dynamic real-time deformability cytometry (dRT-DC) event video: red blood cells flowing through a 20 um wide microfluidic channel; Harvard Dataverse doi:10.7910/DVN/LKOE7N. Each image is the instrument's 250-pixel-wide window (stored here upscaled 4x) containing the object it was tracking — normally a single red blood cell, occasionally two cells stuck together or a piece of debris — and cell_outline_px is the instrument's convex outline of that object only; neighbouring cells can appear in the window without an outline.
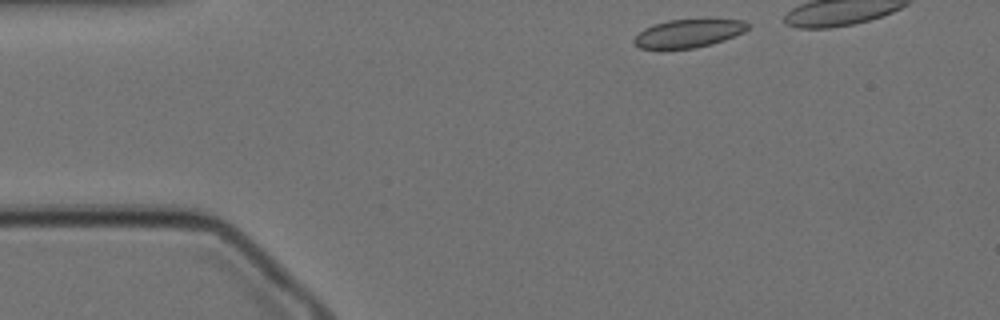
{"species": "Egyptian fruit bat (a non-hibernating species)", "species_latin": "Rousettus aegyptiacus", "temperature_condition": "cold", "stored_images_in_passage": 38, "camera_frame_rate_fps": 3000, "um_per_image_px": 0.085, "animal": {"sex": "female"}, "frame": {"image": 1, "passage_image": 1, "time_ms": 0.0, "image_size_px": [1000, 320], "cell_outline_px": [[748, 28], [744, 32], [724, 40], [712, 44], [696, 48], [640, 48], [632, 40], [644, 28], [652, 24], [668, 20], [708, 16], [744, 20], [748, 24]], "centroid_in_image_um": [58.6, 2.76], "position_along_channel_um": 26.4, "area_um2": 19.48}}
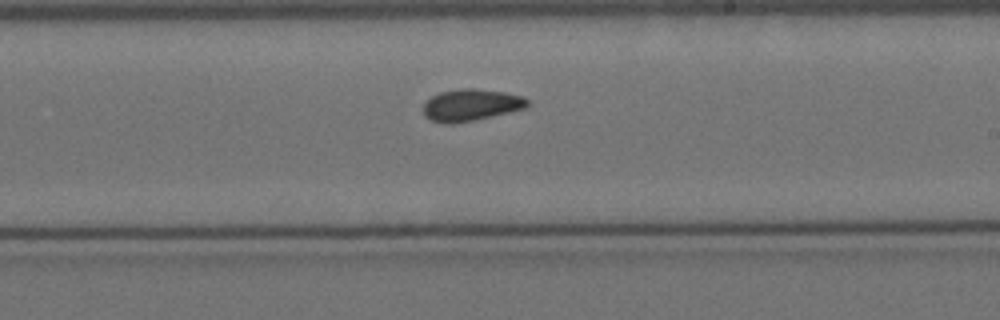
{"frame": {"image": 2, "passage_image": 25, "time_ms": 8.0, "image_size_px": [1000, 320], "cell_outline_px": [[528, 104], [524, 108], [508, 112], [472, 120], [452, 124], [444, 124], [432, 120], [424, 116], [424, 104], [432, 96], [440, 92], [460, 88], [472, 88], [504, 92], [524, 96], [528, 100]], "centroid_in_image_um": [40.01, 8.92], "position_along_channel_um": 249.0, "area_um2": 19.07}}
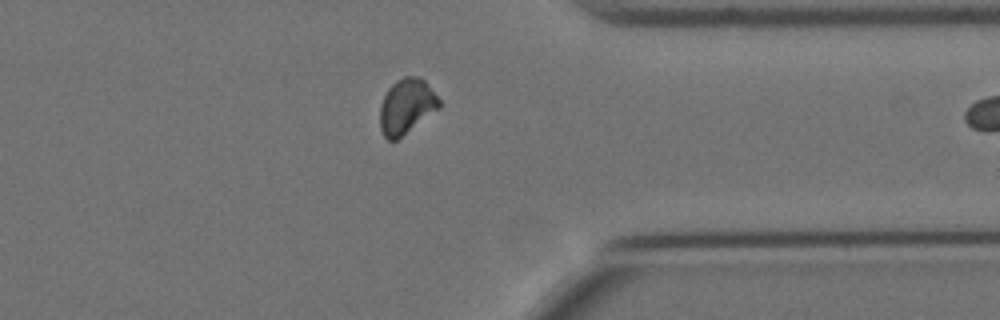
{"frame": {"image": 3, "passage_image": 37, "time_ms": 12.0, "image_size_px": [1000, 320], "cell_outline_px": [[440, 108], [396, 140], [388, 140], [384, 136], [380, 128], [380, 104], [388, 88], [396, 80], [404, 76], [420, 76], [424, 80], [440, 100]], "centroid_in_image_um": [34.54, 9.02], "position_along_channel_um": 376.9, "area_um2": 18.96}}